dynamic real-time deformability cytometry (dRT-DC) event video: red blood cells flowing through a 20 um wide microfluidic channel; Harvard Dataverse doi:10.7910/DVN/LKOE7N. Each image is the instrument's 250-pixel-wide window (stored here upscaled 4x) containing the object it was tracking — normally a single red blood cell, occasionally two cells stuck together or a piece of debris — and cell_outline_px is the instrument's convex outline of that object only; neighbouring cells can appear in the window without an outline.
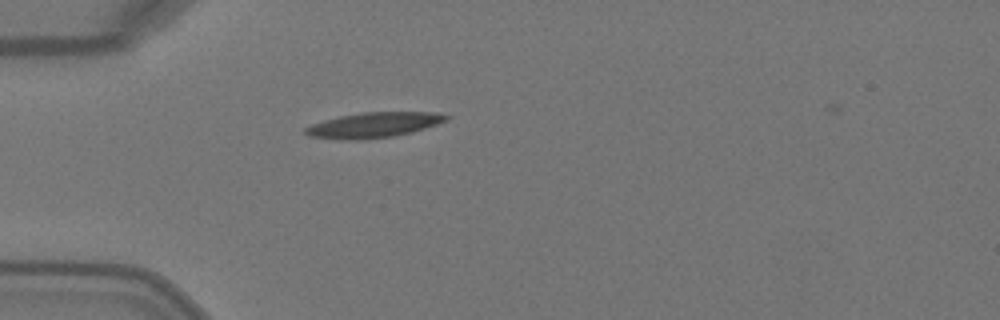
{"species": "Egyptian fruit bat (a non-hibernating species)", "species_latin": "Rousettus aegyptiacus", "temperature_condition": "warm", "stored_images_in_passage": 1, "camera_frame_rate_fps": 3000, "um_per_image_px": 0.085, "animal": {"sex": "female"}, "frame": {"image": 1, "passage_image": 1, "time_ms": 0.0, "image_size_px": [1000, 320], "cell_outline_px": [[452, 116], [448, 120], [412, 132], [392, 136], [356, 140], [340, 140], [308, 136], [304, 132], [304, 128], [312, 124], [324, 120], [340, 116], [364, 112], [432, 112]], "centroid_in_image_um": [31.74, 10.63], "position_along_channel_um": 53.3, "area_um2": 20.63}}